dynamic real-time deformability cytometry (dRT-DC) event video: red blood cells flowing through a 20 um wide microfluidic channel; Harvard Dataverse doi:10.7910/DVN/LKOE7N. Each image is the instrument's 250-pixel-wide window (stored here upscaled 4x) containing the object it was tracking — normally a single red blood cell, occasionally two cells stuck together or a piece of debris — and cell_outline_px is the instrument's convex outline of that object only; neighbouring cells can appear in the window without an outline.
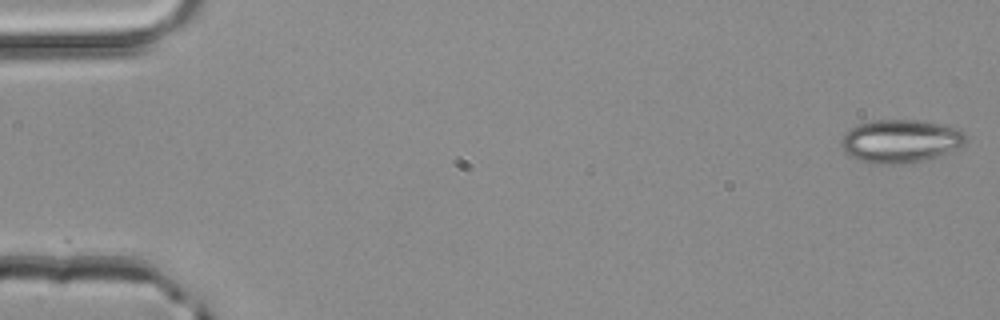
{"species": "common noctule bat (a hibernating species)", "species_latin": "Nyctalus noctula", "temperature_condition": "room temperature", "stored_images_in_passage": 4, "camera_frame_rate_fps": 3000, "um_per_image_px": 0.085, "animal": {"sex": "male", "body_mass_g": 20.4}, "frame": {"image": 1, "passage_image": 1, "time_ms": 0.0, "image_size_px": [1000, 320], "cell_outline_px": [[968, 140], [964, 144], [956, 148], [936, 156], [924, 160], [900, 164], [872, 164], [860, 160], [844, 152], [840, 144], [844, 132], [856, 124], [872, 120], [916, 120], [944, 124], [960, 128], [964, 132]], "centroid_in_image_um": [76.52, 11.98], "position_along_channel_um": 8.5, "area_um2": 31.56}}